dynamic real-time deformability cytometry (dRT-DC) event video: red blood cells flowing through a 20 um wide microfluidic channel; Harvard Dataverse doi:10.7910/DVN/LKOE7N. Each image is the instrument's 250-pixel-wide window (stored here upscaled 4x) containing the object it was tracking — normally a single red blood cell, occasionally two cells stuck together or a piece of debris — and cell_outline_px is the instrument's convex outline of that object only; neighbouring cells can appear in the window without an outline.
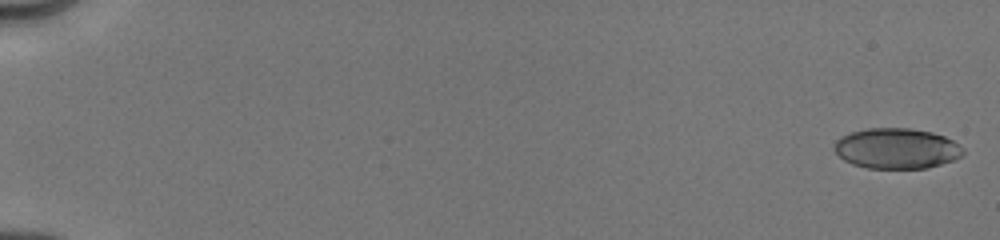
{"species": "human", "species_latin": "Homo sapiens", "temperature_condition": "cold", "stored_images_in_passage": 7, "camera_frame_rate_fps": 3000, "um_per_image_px": 0.085, "donor": {"sex": "male"}, "frame": {"image": 1, "passage_image": 1, "time_ms": 0.0, "image_size_px": [1000, 240], "cell_outline_px": [[964, 152], [960, 156], [952, 160], [940, 164], [924, 168], [868, 168], [852, 164], [844, 160], [832, 148], [836, 140], [840, 136], [852, 132], [868, 128], [912, 128], [932, 132], [944, 136], [952, 140], [964, 148]], "centroid_in_image_um": [76.19, 12.61], "position_along_channel_um": 8.8, "area_um2": 30.35}}
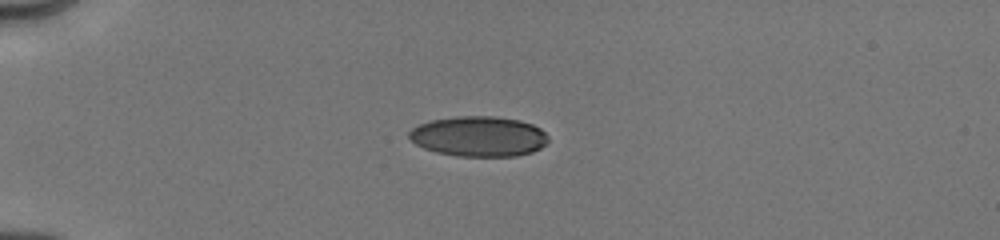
{"frame": {"image": 2, "passage_image": 5, "time_ms": 4.667, "image_size_px": [1000, 240], "cell_outline_px": [[548, 140], [540, 148], [532, 152], [516, 156], [456, 156], [436, 152], [424, 148], [416, 144], [408, 136], [408, 132], [412, 128], [420, 124], [432, 120], [456, 116], [496, 116], [520, 120], [532, 124], [540, 128], [548, 136]], "centroid_in_image_um": [40.69, 11.59], "position_along_channel_um": 44.3, "area_um2": 32.66}}
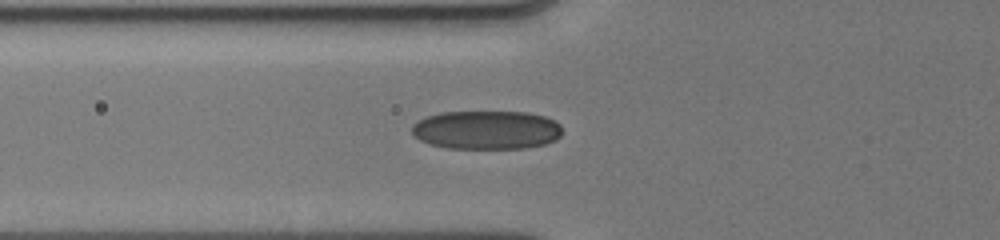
{"frame": {"image": 3, "passage_image": 7, "time_ms": 6.667, "image_size_px": [1000, 240], "cell_outline_px": [[560, 136], [556, 140], [544, 144], [524, 148], [448, 148], [432, 144], [420, 140], [412, 132], [412, 124], [428, 116], [440, 112], [528, 112], [544, 116], [556, 120], [560, 124]], "centroid_in_image_um": [41.38, 11.04], "position_along_channel_um": 84.4, "area_um2": 33.81}}